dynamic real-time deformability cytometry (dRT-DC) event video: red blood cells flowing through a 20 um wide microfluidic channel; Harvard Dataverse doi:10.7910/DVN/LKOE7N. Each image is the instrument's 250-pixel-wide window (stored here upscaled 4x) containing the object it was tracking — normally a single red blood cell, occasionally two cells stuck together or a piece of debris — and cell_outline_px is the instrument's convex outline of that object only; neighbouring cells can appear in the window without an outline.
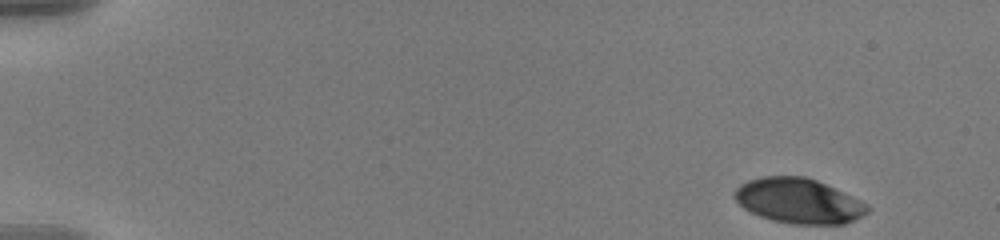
{"species": "human", "species_latin": "Homo sapiens", "temperature_condition": "warm", "stored_images_in_passage": 53, "camera_frame_rate_fps": 3000, "um_per_image_px": 0.085, "donor": {"sex": "male"}, "frame": {"image": 1, "passage_image": 1, "time_ms": 0.0, "image_size_px": [1000, 240], "cell_outline_px": [[872, 208], [864, 216], [844, 224], [792, 224], [772, 220], [760, 216], [744, 208], [732, 196], [732, 192], [740, 184], [748, 180], [760, 176], [804, 176], [816, 180], [852, 196], [868, 204]], "centroid_in_image_um": [67.88, 17.07], "position_along_channel_um": 17.1, "area_um2": 35.03}}
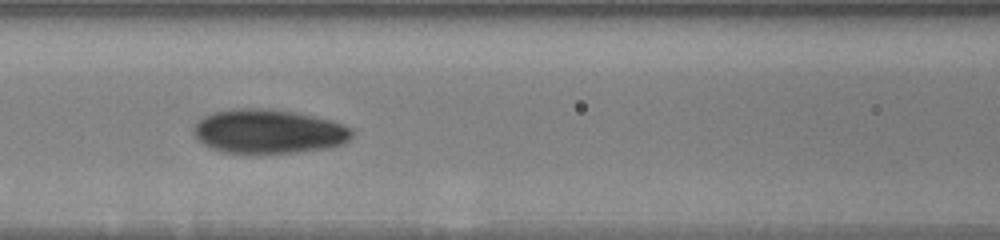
{"frame": {"image": 2, "passage_image": 23, "time_ms": 7.333, "image_size_px": [1000, 240], "cell_outline_px": [[352, 136], [348, 140], [340, 144], [324, 148], [296, 152], [224, 152], [212, 148], [204, 144], [192, 132], [192, 128], [196, 120], [212, 112], [228, 108], [272, 108], [296, 112], [332, 120], [352, 128]], "centroid_in_image_um": [22.79, 11.13], "position_along_channel_um": 143.8, "area_um2": 40.69}}
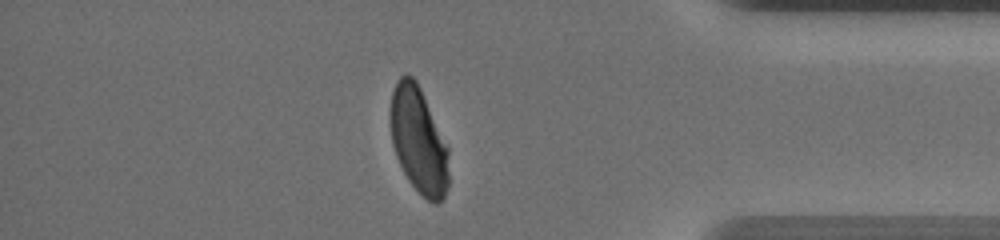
{"frame": {"image": 3, "passage_image": 46, "time_ms": 15.0, "image_size_px": [1000, 240], "cell_outline_px": [[448, 188], [444, 200], [436, 204], [420, 196], [408, 180], [396, 156], [392, 144], [392, 92], [396, 80], [400, 76], [412, 76], [416, 80], [448, 144]], "centroid_in_image_um": [35.62, 11.99], "position_along_channel_um": 399.6, "area_um2": 36.13}, "authors_computed_cell_mechanics": {"area_um2": 38.2636, "velocity_mm_per_s": 3.6086, "shape_relaxation_time_tau1_ms": 4.5925, "shape_relaxation_time_tau2_ms": 1.1043, "deformation_change_tau1": 0.1861, "deformation_change_tau2": 0.0455}}